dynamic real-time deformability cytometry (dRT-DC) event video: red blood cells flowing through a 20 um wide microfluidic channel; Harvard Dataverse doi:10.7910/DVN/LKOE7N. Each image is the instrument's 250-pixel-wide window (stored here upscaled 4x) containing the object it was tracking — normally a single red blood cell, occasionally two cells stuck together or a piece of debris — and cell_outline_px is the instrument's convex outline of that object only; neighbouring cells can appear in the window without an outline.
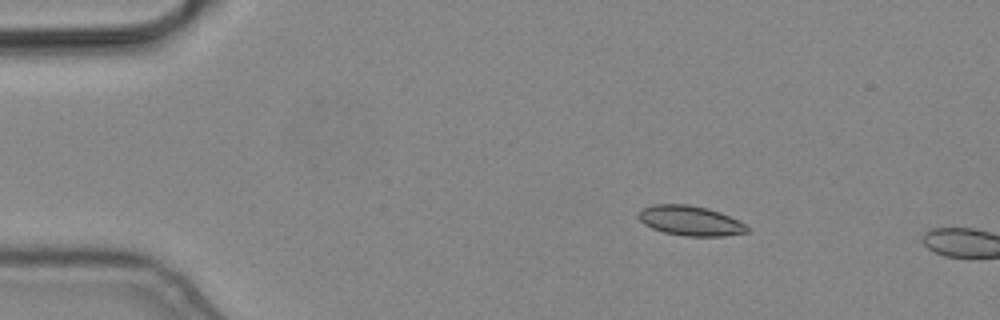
{"species": "common noctule bat (a hibernating species)", "species_latin": "Nyctalus noctula", "temperature_condition": "cold", "stored_images_in_passage": 4, "camera_frame_rate_fps": 3000, "um_per_image_px": 0.085, "animal": {"sex": "male", "body_mass_g": 19.2, "forearm_length_mm": 51.8}, "frame": {"image": 1, "passage_image": 2, "time_ms": 0.333, "image_size_px": [1000, 320], "cell_outline_px": [[748, 232], [724, 236], [684, 236], [664, 232], [652, 228], [644, 224], [636, 216], [644, 208], [652, 204], [688, 204], [720, 212], [744, 224], [748, 228]], "centroid_in_image_um": [58.64, 18.76], "position_along_channel_um": 26.4, "area_um2": 18.67}}